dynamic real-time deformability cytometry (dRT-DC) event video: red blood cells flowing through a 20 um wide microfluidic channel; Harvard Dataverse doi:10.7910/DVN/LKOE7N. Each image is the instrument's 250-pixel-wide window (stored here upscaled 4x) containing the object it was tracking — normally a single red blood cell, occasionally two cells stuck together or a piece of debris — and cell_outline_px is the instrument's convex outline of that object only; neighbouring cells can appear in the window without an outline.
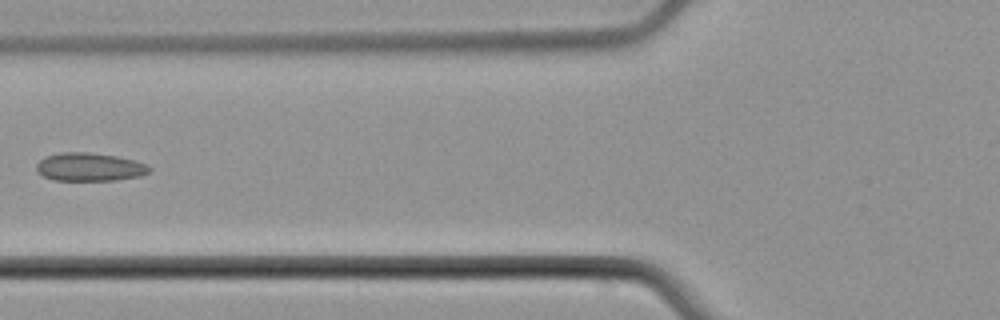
{"species": "common noctule bat (a hibernating species)", "species_latin": "Nyctalus noctula", "temperature_condition": "cold", "stored_images_in_passage": 6, "camera_frame_rate_fps": 3000, "um_per_image_px": 0.085, "animal": {"sex": "male", "body_mass_g": 21.5, "forearm_length_mm": 52.0}, "frame": {"image": 1, "passage_image": 6, "time_ms": 6.0, "image_size_px": [1000, 320], "cell_outline_px": [[152, 168], [148, 172], [140, 176], [116, 180], [56, 180], [44, 176], [36, 168], [36, 164], [44, 156], [60, 152], [88, 152], [116, 156], [148, 164]], "centroid_in_image_um": [7.62, 14.18], "position_along_channel_um": 118.2, "area_um2": 18.5}}